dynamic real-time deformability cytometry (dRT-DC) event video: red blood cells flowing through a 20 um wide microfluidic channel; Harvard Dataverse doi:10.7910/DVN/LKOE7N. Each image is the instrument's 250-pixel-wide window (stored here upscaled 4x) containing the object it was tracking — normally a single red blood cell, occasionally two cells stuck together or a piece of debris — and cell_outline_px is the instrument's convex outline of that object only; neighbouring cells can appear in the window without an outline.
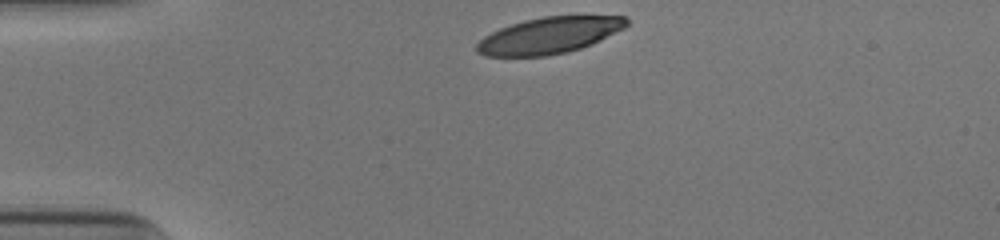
{"species": "human", "species_latin": "Homo sapiens", "temperature_condition": "cold", "stored_images_in_passage": 31, "camera_frame_rate_fps": 3000, "um_per_image_px": 0.085, "donor": {"sex": "male"}, "frame": {"image": 1, "passage_image": 1, "time_ms": 0.0, "image_size_px": [1000, 240], "cell_outline_px": [[628, 24], [624, 28], [592, 44], [568, 52], [548, 56], [484, 56], [476, 52], [476, 44], [484, 36], [500, 28], [524, 20], [544, 16], [628, 16]], "centroid_in_image_um": [46.67, 3.01], "position_along_channel_um": 38.3, "area_um2": 31.73}}
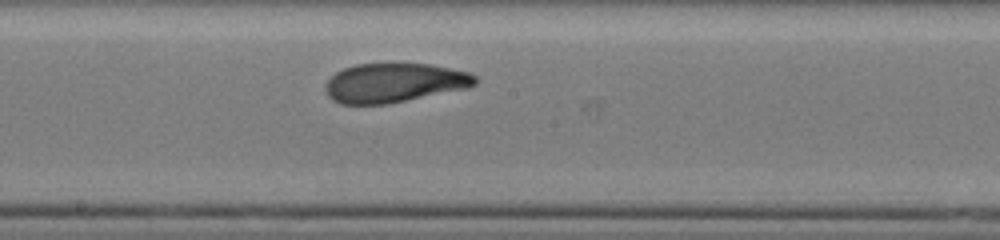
{"frame": {"image": 2, "passage_image": 18, "time_ms": 5.667, "image_size_px": [1000, 240], "cell_outline_px": [[476, 84], [468, 88], [388, 104], [340, 104], [332, 100], [328, 96], [324, 88], [324, 84], [336, 72], [344, 68], [356, 64], [428, 64], [468, 72], [476, 76]], "centroid_in_image_um": [33.48, 7.05], "position_along_channel_um": 214.7, "area_um2": 34.16}}
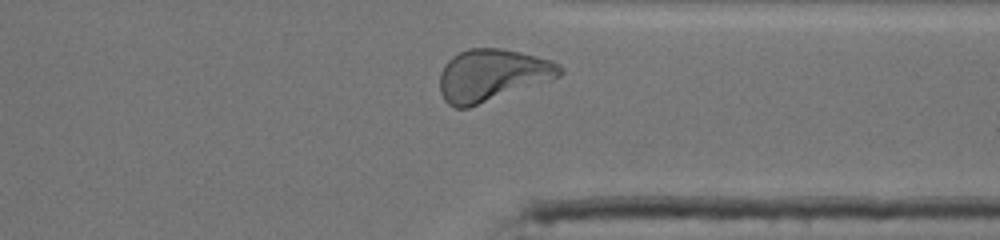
{"frame": {"image": 3, "passage_image": 30, "time_ms": 9.667, "image_size_px": [1000, 240], "cell_outline_px": [[564, 72], [560, 76], [552, 80], [468, 108], [456, 108], [448, 104], [444, 100], [440, 92], [440, 72], [444, 64], [452, 56], [468, 48], [500, 48], [520, 52], [548, 60], [560, 64], [564, 68]], "centroid_in_image_um": [41.82, 6.39], "position_along_channel_um": 369.6, "area_um2": 36.53}, "authors_computed_cell_mechanics": {"area_um2": 34.8534, "velocity_mm_per_s": 3.8686, "shape_relaxation_time_tau1_ms": 5.0765, "shape_relaxation_time_tau2_ms": 1.3049, "deformation_change_tau1": 0.1843, "deformation_change_tau2": 0.0806}}